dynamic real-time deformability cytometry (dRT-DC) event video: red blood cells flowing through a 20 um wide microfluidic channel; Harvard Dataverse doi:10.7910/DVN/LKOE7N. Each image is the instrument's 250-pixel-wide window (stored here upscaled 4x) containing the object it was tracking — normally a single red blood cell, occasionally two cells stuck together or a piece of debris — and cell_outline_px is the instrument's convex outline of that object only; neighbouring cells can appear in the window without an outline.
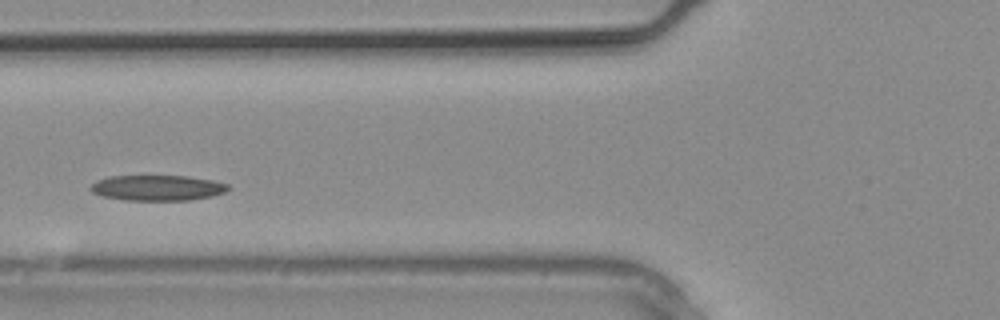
{"species": "common noctule bat (a hibernating species)", "species_latin": "Nyctalus noctula", "temperature_condition": "warm", "stored_images_in_passage": 12, "camera_frame_rate_fps": 3000, "um_per_image_px": 0.085, "animal": {"sex": "male", "body_mass_g": 20.4}, "frame": {"image": 1, "passage_image": 4, "time_ms": 1.0, "image_size_px": [1000, 320], "cell_outline_px": [[228, 188], [224, 192], [212, 196], [188, 200], [124, 200], [104, 196], [92, 192], [88, 188], [96, 180], [108, 176], [188, 176], [212, 180], [228, 184]], "centroid_in_image_um": [13.34, 15.96], "position_along_channel_um": 112.5, "area_um2": 20.35}}